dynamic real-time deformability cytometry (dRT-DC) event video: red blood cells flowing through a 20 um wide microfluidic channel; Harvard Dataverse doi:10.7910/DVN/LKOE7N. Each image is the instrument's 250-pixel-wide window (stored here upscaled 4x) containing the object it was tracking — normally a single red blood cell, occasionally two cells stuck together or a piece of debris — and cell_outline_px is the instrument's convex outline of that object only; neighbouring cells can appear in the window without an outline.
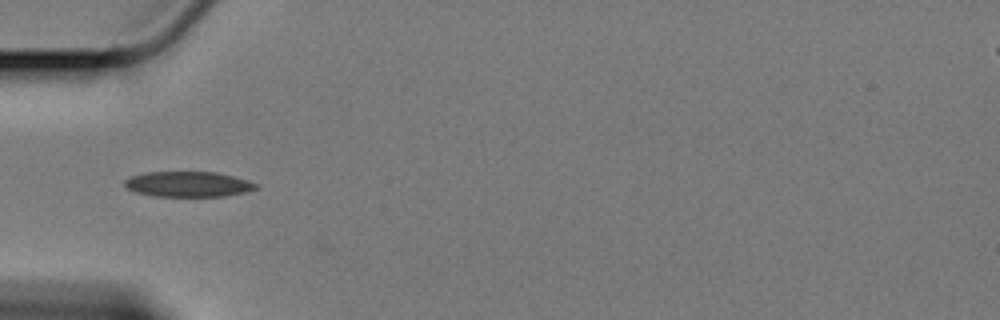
{"species": "Egyptian fruit bat (a non-hibernating species)", "species_latin": "Rousettus aegyptiacus", "temperature_condition": "cold", "stored_images_in_passage": 33, "camera_frame_rate_fps": 3000, "um_per_image_px": 0.085, "animal": {"sex": "female"}, "frame": {"image": 1, "passage_image": 2, "time_ms": 0.333, "image_size_px": [1000, 320], "cell_outline_px": [[260, 188], [244, 192], [224, 196], [152, 196], [136, 192], [128, 188], [124, 184], [124, 180], [132, 176], [144, 172], [216, 172], [248, 180], [256, 184]], "centroid_in_image_um": [15.99, 15.65], "position_along_channel_um": 69.0, "area_um2": 19.31}}
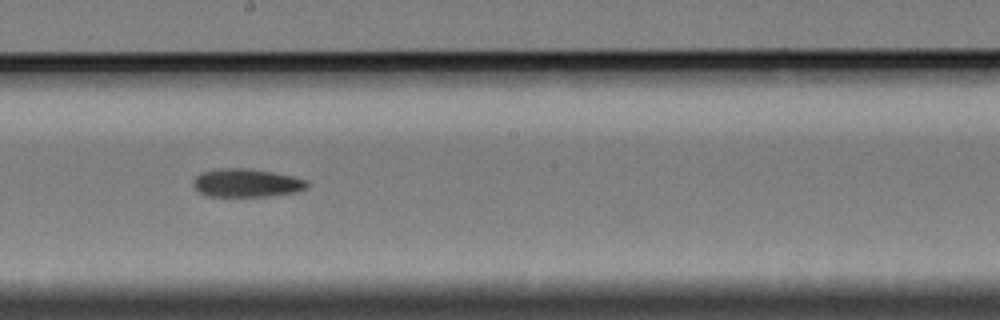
{"frame": {"image": 2, "passage_image": 16, "time_ms": 5.0, "image_size_px": [1000, 320], "cell_outline_px": [[308, 184], [304, 188], [296, 192], [272, 196], [208, 196], [200, 192], [192, 184], [196, 176], [200, 172], [220, 168], [252, 168], [292, 176], [308, 180]], "centroid_in_image_um": [20.95, 15.54], "position_along_channel_um": 227.3, "area_um2": 18.79}}
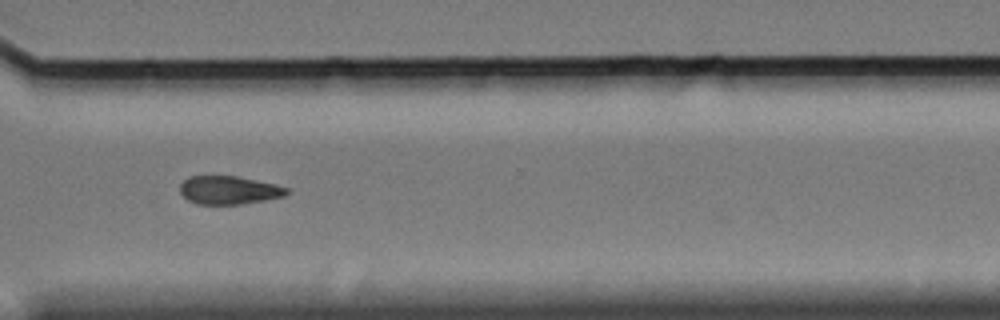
{"frame": {"image": 3, "passage_image": 27, "time_ms": 8.667, "image_size_px": [1000, 320], "cell_outline_px": [[288, 192], [284, 196], [264, 200], [240, 204], [196, 204], [188, 200], [180, 192], [180, 184], [188, 176], [236, 176], [276, 184], [288, 188]], "centroid_in_image_um": [19.44, 16.16], "position_along_channel_um": 351.2, "area_um2": 17.51}, "authors_computed_cell_mechanics": {"area_um2": 19.0162, "velocity_mm_per_s": 3.3846, "shape_relaxation_time_tau1_ms": 7.0641, "shape_relaxation_time_tau2_ms": null, "deformation_change_tau1": 0.0972, "deformation_change_tau2": null}}